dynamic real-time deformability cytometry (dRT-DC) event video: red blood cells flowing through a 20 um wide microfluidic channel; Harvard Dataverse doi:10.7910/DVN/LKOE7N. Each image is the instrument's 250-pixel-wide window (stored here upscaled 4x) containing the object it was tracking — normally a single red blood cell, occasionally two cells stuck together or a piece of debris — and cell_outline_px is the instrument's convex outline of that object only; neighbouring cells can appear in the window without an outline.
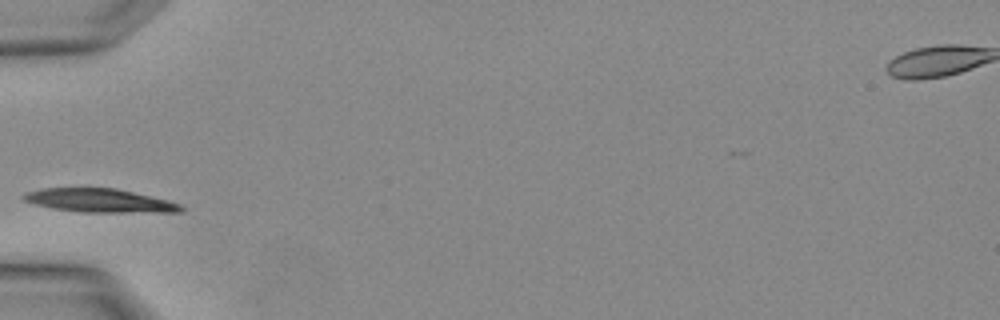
{"species": "Egyptian fruit bat (a non-hibernating species)", "species_latin": "Rousettus aegyptiacus", "temperature_condition": "warm", "stored_images_in_passage": 3, "camera_frame_rate_fps": 3000, "um_per_image_px": 0.085, "animal": {"sex": "female"}, "frame": {"image": 1, "passage_image": 3, "time_ms": 0.667, "image_size_px": [1000, 320], "cell_outline_px": [[184, 212], [80, 212], [52, 208], [36, 204], [24, 200], [20, 196], [24, 192], [44, 188], [116, 188], [168, 200], [180, 204], [184, 208]], "centroid_in_image_um": [8.47, 17.05], "position_along_channel_um": 76.5, "area_um2": 21.62}}